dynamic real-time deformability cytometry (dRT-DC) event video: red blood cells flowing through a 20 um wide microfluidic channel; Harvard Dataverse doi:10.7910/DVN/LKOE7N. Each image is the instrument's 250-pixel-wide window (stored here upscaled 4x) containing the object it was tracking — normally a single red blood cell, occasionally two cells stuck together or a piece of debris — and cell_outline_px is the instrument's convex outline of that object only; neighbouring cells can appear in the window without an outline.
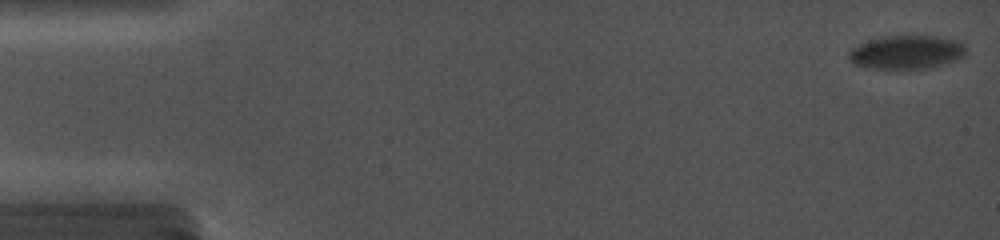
{"species": "common noctule bat (a hibernating species)", "species_latin": "Nyctalus noctula", "temperature_condition": "cold", "stored_images_in_passage": 62, "camera_frame_rate_fps": 5000, "um_per_image_px": 0.085, "animal": {"sex": "female", "body_mass_g": 19.0, "forearm_length_mm": 56.7}, "frame": {"image": 1, "passage_image": 1, "time_ms": 0.0, "image_size_px": [1000, 240], "cell_outline_px": [[964, 56], [956, 60], [932, 68], [872, 68], [856, 64], [848, 60], [848, 52], [856, 44], [884, 36], [936, 36], [960, 40], [964, 44]], "centroid_in_image_um": [77.06, 4.43], "position_along_channel_um": 7.9, "area_um2": 22.95}}
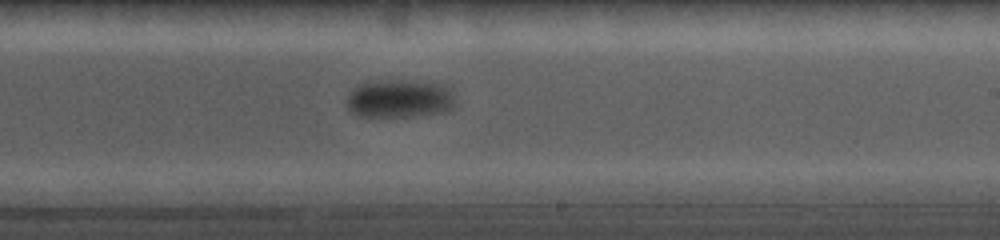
{"frame": {"image": 2, "passage_image": 43, "time_ms": 11.0, "image_size_px": [1000, 240], "cell_outline_px": [[452, 108], [448, 112], [408, 116], [360, 116], [352, 112], [348, 108], [348, 92], [352, 88], [360, 84], [384, 80], [432, 80], [452, 84]], "centroid_in_image_um": [34.05, 8.34], "position_along_channel_um": 255.0, "area_um2": 24.74}}
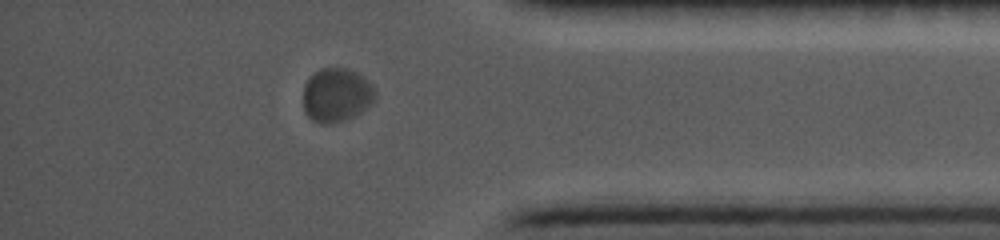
{"frame": {"image": 3, "passage_image": 56, "time_ms": 15.4, "image_size_px": [1000, 240], "cell_outline_px": [[376, 100], [372, 104], [360, 112], [352, 116], [328, 124], [324, 124], [312, 120], [308, 116], [304, 108], [304, 84], [308, 76], [320, 68], [344, 68], [356, 72], [372, 84], [376, 92]], "centroid_in_image_um": [28.6, 8.05], "position_along_channel_um": 406.6, "area_um2": 22.54}}